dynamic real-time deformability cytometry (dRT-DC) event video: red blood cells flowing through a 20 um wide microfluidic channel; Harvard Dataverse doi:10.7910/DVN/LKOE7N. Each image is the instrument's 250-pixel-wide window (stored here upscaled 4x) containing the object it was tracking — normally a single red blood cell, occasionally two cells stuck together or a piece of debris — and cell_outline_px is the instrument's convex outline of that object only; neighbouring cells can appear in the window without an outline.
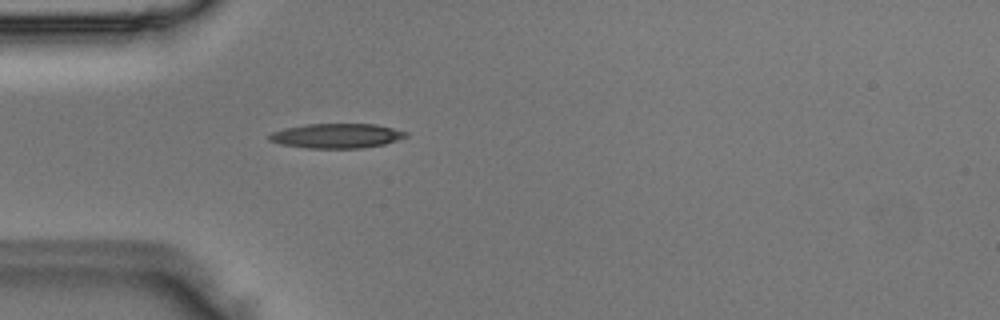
{"species": "Egyptian fruit bat (a non-hibernating species)", "species_latin": "Rousettus aegyptiacus", "temperature_condition": "room temperature", "stored_images_in_passage": 2, "camera_frame_rate_fps": 3000, "um_per_image_px": 0.085, "animal": {"sex": "male"}, "frame": {"image": 1, "passage_image": 2, "time_ms": 0.333, "image_size_px": [1000, 320], "cell_outline_px": [[408, 136], [384, 144], [360, 148], [308, 148], [280, 144], [268, 140], [268, 136], [272, 132], [284, 128], [308, 124], [376, 124], [408, 132]], "centroid_in_image_um": [28.6, 11.54], "position_along_channel_um": 56.4, "area_um2": 19.54}}